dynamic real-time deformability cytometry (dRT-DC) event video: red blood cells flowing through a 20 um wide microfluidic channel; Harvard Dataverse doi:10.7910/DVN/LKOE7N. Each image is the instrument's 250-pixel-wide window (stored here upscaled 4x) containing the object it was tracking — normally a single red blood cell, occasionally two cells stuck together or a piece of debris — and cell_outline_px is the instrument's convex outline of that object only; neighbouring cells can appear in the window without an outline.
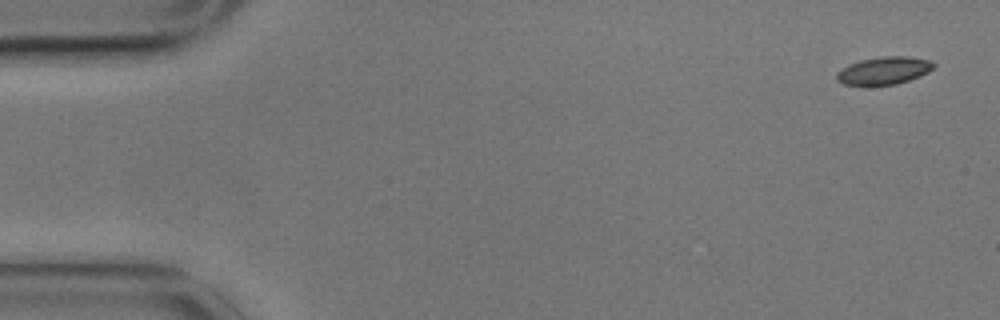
{"species": "common noctule bat (a hibernating species)", "species_latin": "Nyctalus noctula", "temperature_condition": "cold", "stored_images_in_passage": 5, "camera_frame_rate_fps": 3000, "um_per_image_px": 0.085, "animal": {"sex": "male", "body_mass_g": 17.9}, "frame": {"image": 1, "passage_image": 1, "time_ms": 0.0, "image_size_px": [1000, 320], "cell_outline_px": [[936, 64], [928, 72], [920, 76], [896, 84], [844, 84], [836, 80], [836, 72], [860, 60], [880, 56], [908, 56], [932, 60]], "centroid_in_image_um": [75.18, 5.98], "position_along_channel_um": 9.8, "area_um2": 15.37}}
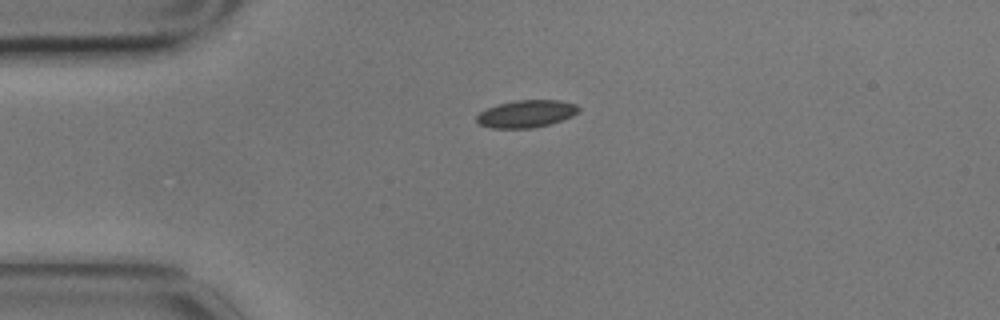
{"frame": {"image": 2, "passage_image": 4, "time_ms": 1.0, "image_size_px": [1000, 320], "cell_outline_px": [[580, 112], [572, 116], [548, 124], [532, 128], [492, 128], [480, 124], [476, 120], [476, 116], [480, 112], [488, 108], [500, 104], [516, 100], [560, 100], [576, 104], [580, 108]], "centroid_in_image_um": [44.76, 9.67], "position_along_channel_um": 40.2, "area_um2": 16.13}}